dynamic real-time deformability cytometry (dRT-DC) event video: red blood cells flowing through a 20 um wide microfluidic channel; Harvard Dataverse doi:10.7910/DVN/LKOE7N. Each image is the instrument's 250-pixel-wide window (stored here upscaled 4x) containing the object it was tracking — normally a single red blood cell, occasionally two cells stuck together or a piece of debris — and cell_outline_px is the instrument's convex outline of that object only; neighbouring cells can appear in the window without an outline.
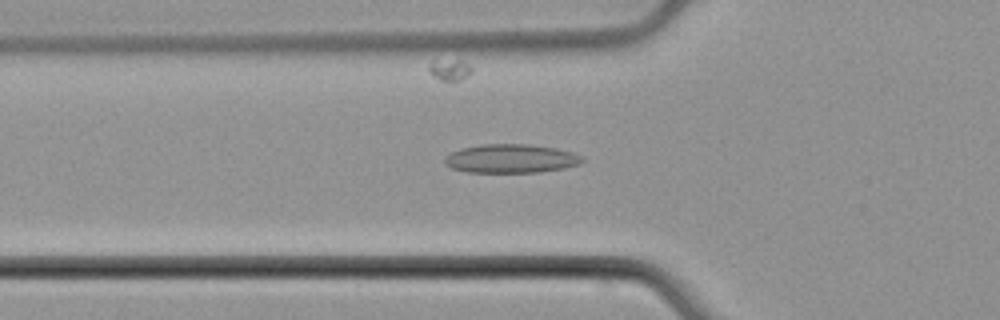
{"species": "common noctule bat (a hibernating species)", "species_latin": "Nyctalus noctula", "temperature_condition": "cold", "stored_images_in_passage": 52, "camera_frame_rate_fps": 3000, "um_per_image_px": 0.085, "animal": {"sex": "male", "body_mass_g": 21.5, "forearm_length_mm": 52.0}, "frame": {"image": 1, "passage_image": 17, "time_ms": 5.333, "image_size_px": [1000, 320], "cell_outline_px": [[584, 160], [580, 164], [564, 168], [540, 172], [468, 172], [452, 168], [444, 164], [444, 156], [460, 148], [480, 144], [528, 144], [556, 148], [572, 152], [580, 156]], "centroid_in_image_um": [43.4, 13.47], "position_along_channel_um": 82.4, "area_um2": 23.12}}
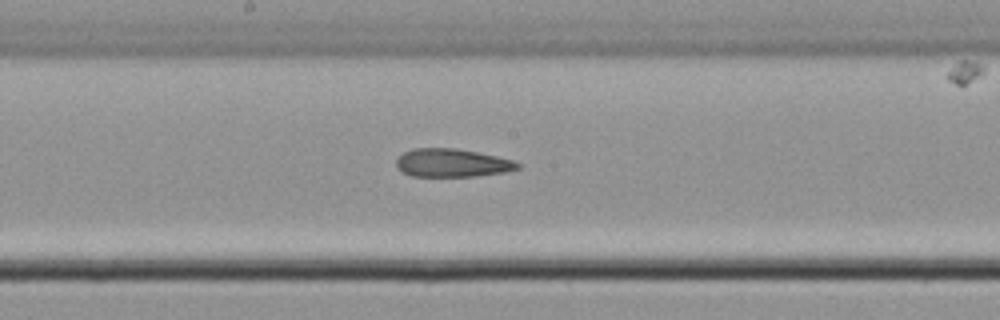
{"frame": {"image": 2, "passage_image": 27, "time_ms": 8.667, "image_size_px": [1000, 320], "cell_outline_px": [[520, 168], [504, 172], [476, 176], [412, 176], [396, 168], [396, 160], [404, 152], [412, 148], [456, 148], [496, 156], [512, 160], [520, 164]], "centroid_in_image_um": [38.4, 13.84], "position_along_channel_um": 209.8, "area_um2": 19.83}}
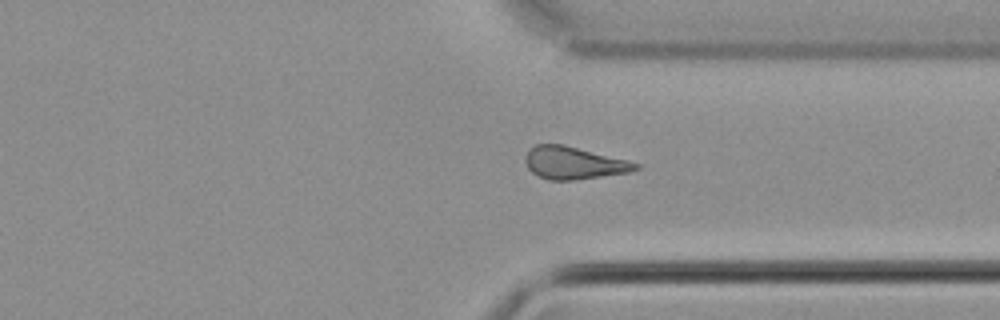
{"frame": {"image": 3, "passage_image": 39, "time_ms": 12.667, "image_size_px": [1000, 320], "cell_outline_px": [[640, 168], [628, 172], [572, 180], [548, 180], [532, 172], [528, 168], [524, 160], [528, 148], [536, 144], [564, 144], [628, 160], [640, 164]], "centroid_in_image_um": [48.74, 13.83], "position_along_channel_um": 362.7, "area_um2": 20.81}, "authors_computed_cell_mechanics": {"area_um2": 20.8658, "velocity_mm_per_s": 3.816, "shape_relaxation_time_tau1_ms": null, "shape_relaxation_time_tau2_ms": 5.2308, "deformation_change_tau1": null, "deformation_change_tau2": 0.1416}}